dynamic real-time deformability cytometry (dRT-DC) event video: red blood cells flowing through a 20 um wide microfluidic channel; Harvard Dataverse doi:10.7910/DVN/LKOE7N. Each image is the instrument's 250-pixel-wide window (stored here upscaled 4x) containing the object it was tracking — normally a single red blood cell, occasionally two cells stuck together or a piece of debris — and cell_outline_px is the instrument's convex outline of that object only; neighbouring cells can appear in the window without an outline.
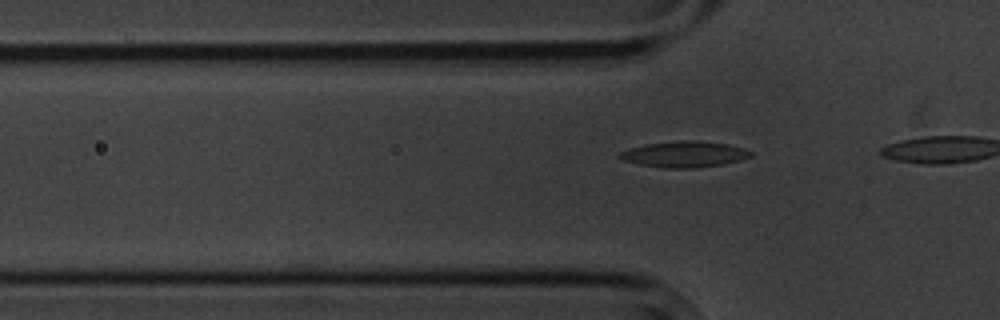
{"species": "common noctule bat (a hibernating species)", "species_latin": "Nyctalus noctula", "temperature_condition": "cold", "stored_images_in_passage": 7, "camera_frame_rate_fps": 3000, "um_per_image_px": 0.085, "animal": {"sex": "male", "body_mass_g": 20.1, "forearm_length_mm": 53.5}, "frame": {"image": 1, "passage_image": 7, "time_ms": 7.667, "image_size_px": [1000, 320], "cell_outline_px": [[752, 156], [740, 160], [724, 164], [692, 168], [664, 168], [640, 164], [624, 160], [616, 156], [620, 152], [644, 144], [680, 140], [692, 140], [728, 144], [744, 148], [752, 152]], "centroid_in_image_um": [58.19, 13.11], "position_along_channel_um": 67.6, "area_um2": 19.77}}